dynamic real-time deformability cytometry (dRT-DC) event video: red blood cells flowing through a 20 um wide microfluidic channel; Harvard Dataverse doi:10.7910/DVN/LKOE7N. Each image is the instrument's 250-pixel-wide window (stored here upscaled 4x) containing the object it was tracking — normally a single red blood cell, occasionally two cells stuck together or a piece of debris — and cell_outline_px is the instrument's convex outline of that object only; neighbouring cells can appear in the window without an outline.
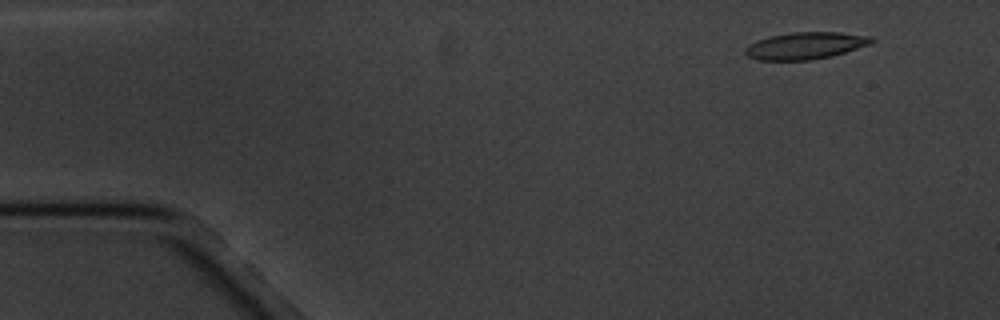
{"species": "common noctule bat (a hibernating species)", "species_latin": "Nyctalus noctula", "temperature_condition": "cold", "stored_images_in_passage": 4, "camera_frame_rate_fps": 3000, "um_per_image_px": 0.085, "animal": {"sex": "male", "body_mass_g": 20.1, "forearm_length_mm": 53.5}, "frame": {"image": 1, "passage_image": 1, "time_ms": 0.0, "image_size_px": [1000, 320], "cell_outline_px": [[876, 40], [872, 44], [832, 56], [812, 60], [756, 60], [748, 56], [744, 52], [744, 48], [748, 44], [756, 40], [768, 36], [792, 32], [840, 32], [872, 36]], "centroid_in_image_um": [68.47, 3.88], "position_along_channel_um": 16.5, "area_um2": 20.23}}
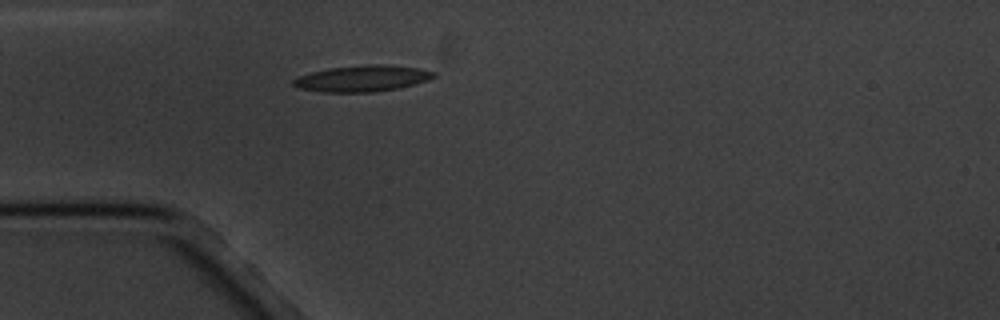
{"frame": {"image": 2, "passage_image": 4, "time_ms": 3.667, "image_size_px": [1000, 320], "cell_outline_px": [[436, 76], [428, 80], [416, 84], [400, 88], [372, 92], [324, 92], [296, 88], [292, 84], [292, 80], [300, 76], [312, 72], [328, 68], [368, 64], [388, 64], [420, 68], [436, 72]], "centroid_in_image_um": [30.83, 6.66], "position_along_channel_um": 54.2, "area_um2": 21.68}}